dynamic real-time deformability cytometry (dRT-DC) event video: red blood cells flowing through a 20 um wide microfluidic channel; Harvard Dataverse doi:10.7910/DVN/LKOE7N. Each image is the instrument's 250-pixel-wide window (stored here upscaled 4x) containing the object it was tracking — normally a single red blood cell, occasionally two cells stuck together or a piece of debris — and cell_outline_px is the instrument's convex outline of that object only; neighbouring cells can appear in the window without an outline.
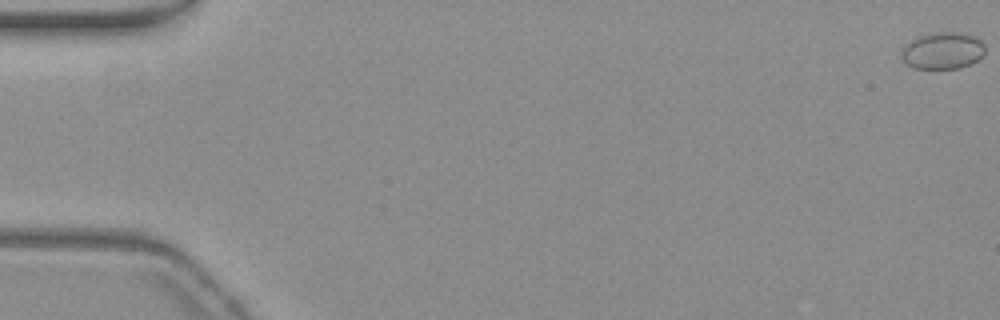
{"species": "common noctule bat (a hibernating species)", "species_latin": "Nyctalus noctula", "temperature_condition": "warm", "stored_images_in_passage": 12, "camera_frame_rate_fps": 3000, "um_per_image_px": 0.085, "animal": {"sex": "female", "body_mass_g": 19.3, "forearm_length_mm": 54.1}, "frame": {"image": 1, "passage_image": 1, "time_ms": 0.0, "image_size_px": [1000, 320], "cell_outline_px": [[984, 52], [976, 60], [960, 68], [916, 68], [904, 64], [900, 56], [900, 52], [916, 36], [936, 32], [956, 32], [972, 36], [980, 40], [984, 44]], "centroid_in_image_um": [80.08, 4.31], "position_along_channel_um": 4.9, "area_um2": 17.74}}